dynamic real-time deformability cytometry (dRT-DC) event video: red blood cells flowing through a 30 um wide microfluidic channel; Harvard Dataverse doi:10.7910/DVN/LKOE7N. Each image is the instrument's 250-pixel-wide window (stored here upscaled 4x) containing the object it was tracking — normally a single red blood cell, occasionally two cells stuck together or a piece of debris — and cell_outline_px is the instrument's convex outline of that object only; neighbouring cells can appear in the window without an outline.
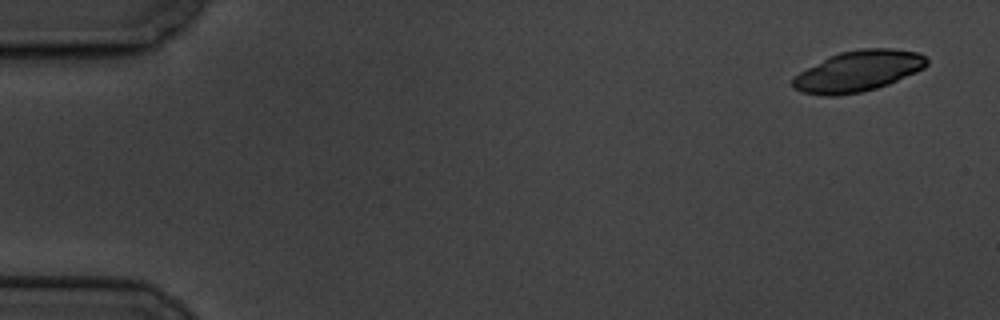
{"species": "common noctule bat (a hibernating species)", "species_latin": "Nyctalus noctula", "temperature_condition": "cold", "stored_images_in_passage": 4, "camera_frame_rate_fps": 3000, "um_per_image_px": 0.085, "animal": {"sex": "male", "body_mass_g": 19.5, "forearm_length_mm": 54.6}, "frame": {"image": 1, "passage_image": 1, "time_ms": 0.0, "image_size_px": [1000, 320], "cell_outline_px": [[928, 64], [924, 68], [916, 72], [888, 84], [876, 88], [860, 92], [836, 96], [824, 96], [800, 92], [792, 88], [792, 80], [800, 72], [828, 56], [840, 52], [860, 48], [892, 48], [920, 52], [928, 60]], "centroid_in_image_um": [72.94, 6.04], "position_along_channel_um": 12.1, "area_um2": 32.02}}